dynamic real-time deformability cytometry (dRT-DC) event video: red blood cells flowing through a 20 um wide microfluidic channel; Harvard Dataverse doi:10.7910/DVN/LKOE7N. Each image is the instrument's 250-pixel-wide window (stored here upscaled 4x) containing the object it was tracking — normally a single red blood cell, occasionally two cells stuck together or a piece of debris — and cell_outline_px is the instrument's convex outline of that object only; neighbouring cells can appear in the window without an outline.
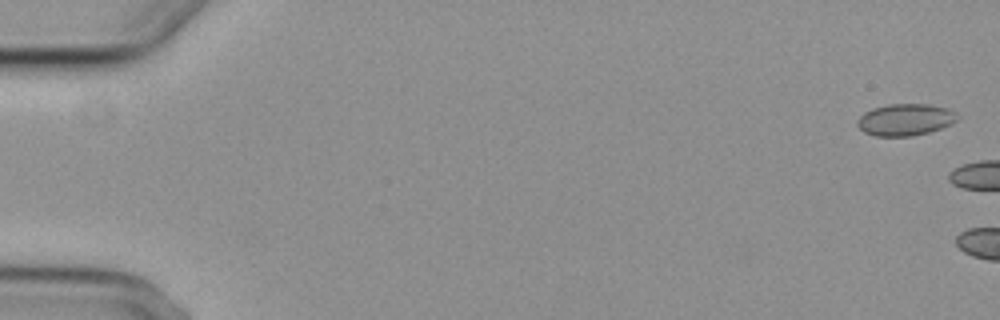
{"species": "common noctule bat (a hibernating species)", "species_latin": "Nyctalus noctula", "temperature_condition": "cold", "stored_images_in_passage": 2, "camera_frame_rate_fps": 3000, "um_per_image_px": 0.085, "animal": {"sex": "female", "body_mass_g": 29.2, "forearm_length_mm": 56.3}, "frame": {"image": 1, "passage_image": 1, "time_ms": 0.0, "image_size_px": [1000, 320], "cell_outline_px": [[960, 116], [956, 120], [940, 128], [928, 132], [912, 136], [876, 136], [864, 132], [856, 124], [856, 120], [864, 112], [872, 108], [888, 104], [928, 104], [948, 108], [956, 112]], "centroid_in_image_um": [76.93, 10.16], "position_along_channel_um": 8.1, "area_um2": 18.55}}